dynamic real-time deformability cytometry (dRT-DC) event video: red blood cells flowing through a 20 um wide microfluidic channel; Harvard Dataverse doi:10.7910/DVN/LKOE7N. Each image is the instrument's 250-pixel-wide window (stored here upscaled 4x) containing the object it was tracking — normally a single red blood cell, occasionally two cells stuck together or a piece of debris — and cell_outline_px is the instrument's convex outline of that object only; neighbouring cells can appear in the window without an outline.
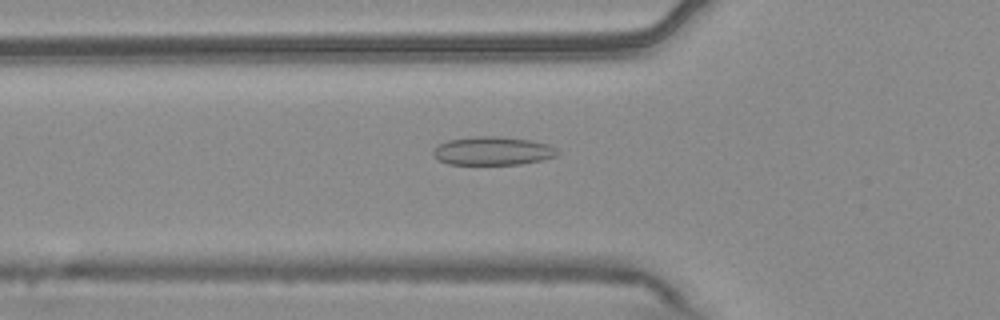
{"species": "common noctule bat (a hibernating species)", "species_latin": "Nyctalus noctula", "temperature_condition": "warm", "stored_images_in_passage": 54, "camera_frame_rate_fps": 3000, "um_per_image_px": 0.085, "animal": {"sex": "male", "body_mass_g": 20.4}, "frame": {"image": 1, "passage_image": 19, "time_ms": 6.0, "image_size_px": [1000, 320], "cell_outline_px": [[560, 152], [556, 156], [540, 160], [520, 164], [448, 164], [436, 160], [432, 156], [432, 148], [448, 140], [476, 136], [500, 136], [532, 140], [548, 144], [556, 148]], "centroid_in_image_um": [41.85, 12.82], "position_along_channel_um": 84.0, "area_um2": 20.81}}
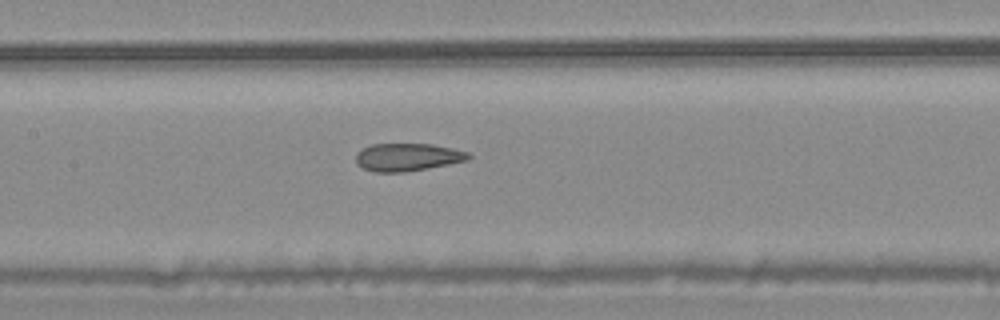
{"frame": {"image": 2, "passage_image": 26, "time_ms": 8.333, "image_size_px": [1000, 320], "cell_outline_px": [[472, 156], [468, 160], [428, 168], [404, 172], [376, 172], [364, 168], [356, 164], [356, 152], [372, 144], [432, 144], [452, 148], [468, 152]], "centroid_in_image_um": [34.64, 13.35], "position_along_channel_um": 172.8, "area_um2": 18.15}}
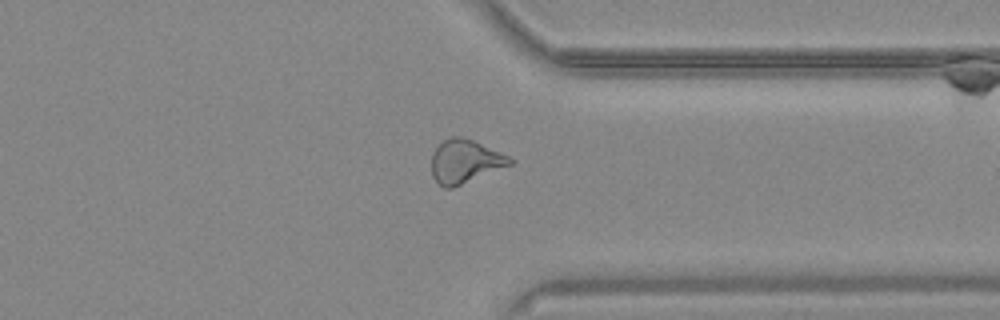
{"frame": {"image": 3, "passage_image": 42, "time_ms": 13.667, "image_size_px": [1000, 320], "cell_outline_px": [[516, 160], [512, 164], [452, 188], [444, 188], [432, 176], [432, 152], [444, 140], [452, 136], [460, 136], [472, 140], [508, 156]], "centroid_in_image_um": [39.51, 13.72], "position_along_channel_um": 371.9, "area_um2": 19.54}}